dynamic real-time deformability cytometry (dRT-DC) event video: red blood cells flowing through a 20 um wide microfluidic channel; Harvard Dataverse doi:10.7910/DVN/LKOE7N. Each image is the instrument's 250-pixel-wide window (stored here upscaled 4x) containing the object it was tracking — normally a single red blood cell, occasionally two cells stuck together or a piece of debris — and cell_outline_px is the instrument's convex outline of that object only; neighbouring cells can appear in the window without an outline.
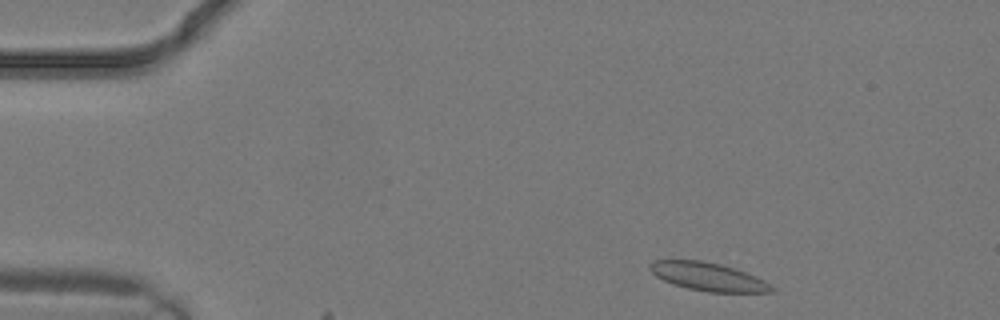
{"species": "common noctule bat (a hibernating species)", "species_latin": "Nyctalus noctula", "temperature_condition": "warm", "stored_images_in_passage": 6, "camera_frame_rate_fps": 3000, "um_per_image_px": 0.085, "animal": {"sex": "male", "body_mass_g": 19.2, "forearm_length_mm": 51.8}, "frame": {"image": 1, "passage_image": 1, "time_ms": 0.0, "image_size_px": [1000, 320], "cell_outline_px": [[776, 292], [708, 292], [688, 288], [672, 284], [656, 276], [648, 268], [648, 264], [652, 260], [700, 260], [720, 264], [756, 276], [764, 280], [776, 288]], "centroid_in_image_um": [60.18, 23.52], "position_along_channel_um": 24.8, "area_um2": 20.0}}